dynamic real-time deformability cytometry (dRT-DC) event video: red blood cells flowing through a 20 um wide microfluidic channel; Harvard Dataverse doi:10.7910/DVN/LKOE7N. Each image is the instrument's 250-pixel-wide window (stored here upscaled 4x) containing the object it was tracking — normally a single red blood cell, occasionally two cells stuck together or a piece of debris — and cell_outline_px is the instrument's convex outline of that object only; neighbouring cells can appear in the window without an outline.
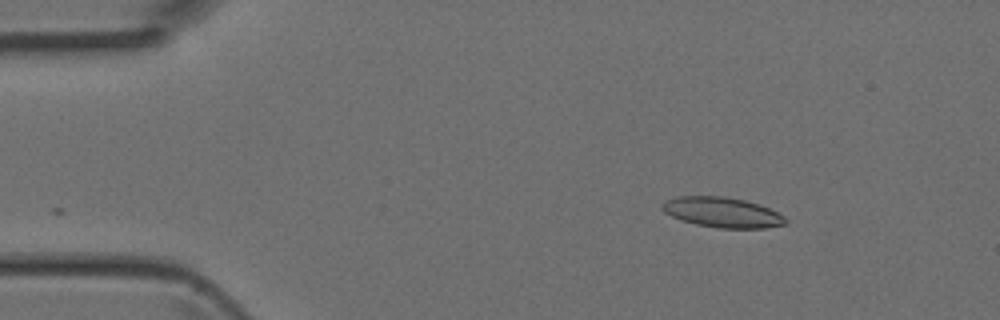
{"species": "Egyptian fruit bat (a non-hibernating species)", "species_latin": "Rousettus aegyptiacus", "temperature_condition": "room temperature", "stored_images_in_passage": 4, "camera_frame_rate_fps": 3000, "um_per_image_px": 0.085, "animal": {"sex": "female"}, "frame": {"image": 1, "passage_image": 2, "time_ms": 0.333, "image_size_px": [1000, 320], "cell_outline_px": [[788, 224], [764, 228], [720, 228], [696, 224], [680, 220], [664, 212], [660, 208], [660, 204], [676, 196], [724, 196], [744, 200], [760, 204], [784, 216], [788, 220]], "centroid_in_image_um": [61.39, 18.05], "position_along_channel_um": 23.6, "area_um2": 21.79}}
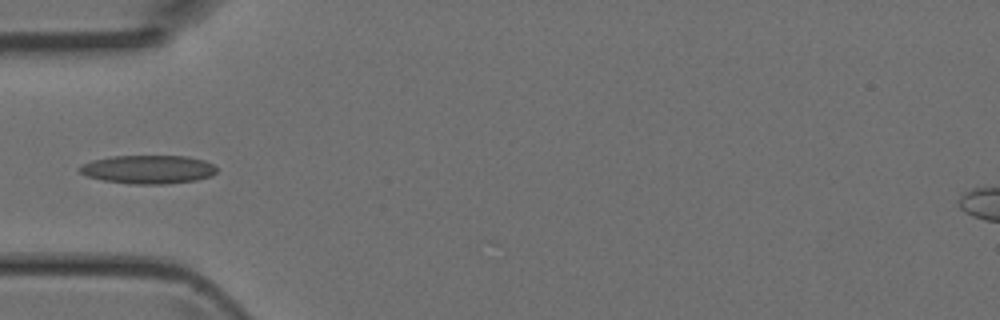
{"frame": {"image": 2, "passage_image": 4, "time_ms": 1.0, "image_size_px": [1000, 320], "cell_outline_px": [[216, 172], [212, 176], [196, 180], [164, 184], [128, 184], [104, 180], [88, 176], [80, 172], [76, 168], [80, 164], [92, 160], [112, 156], [188, 156], [204, 160], [212, 164], [216, 168]], "centroid_in_image_um": [12.57, 14.4], "position_along_channel_um": 72.4, "area_um2": 22.89}}